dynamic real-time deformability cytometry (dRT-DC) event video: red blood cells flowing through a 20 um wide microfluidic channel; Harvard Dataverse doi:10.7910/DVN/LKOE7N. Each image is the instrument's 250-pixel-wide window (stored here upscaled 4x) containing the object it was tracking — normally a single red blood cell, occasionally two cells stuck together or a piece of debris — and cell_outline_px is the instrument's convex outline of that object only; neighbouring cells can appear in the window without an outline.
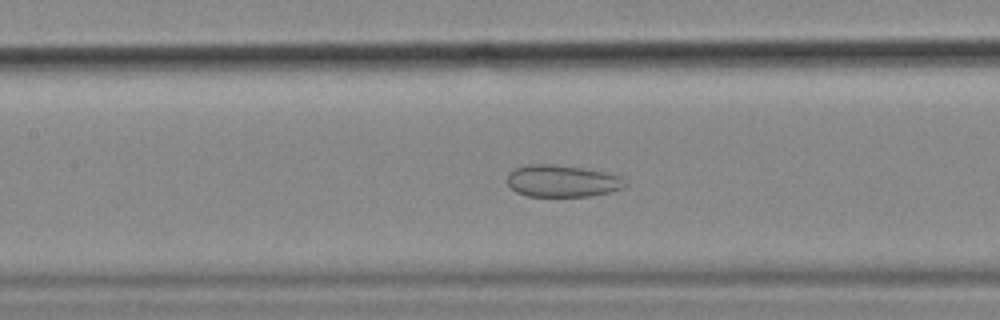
{"species": "common noctule bat (a hibernating species)", "species_latin": "Nyctalus noctula", "temperature_condition": "cold", "stored_images_in_passage": 54, "camera_frame_rate_fps": 3000, "um_per_image_px": 0.085, "animal": {"sex": "female", "body_mass_g": 18.4}, "frame": {"image": 1, "passage_image": 23, "time_ms": 7.333, "image_size_px": [1000, 320], "cell_outline_px": [[628, 184], [624, 188], [592, 196], [528, 196], [516, 192], [508, 184], [508, 172], [516, 168], [528, 164], [552, 164], [584, 168], [608, 172], [620, 176]], "centroid_in_image_um": [47.81, 15.38], "position_along_channel_um": 159.6, "area_um2": 22.08}}
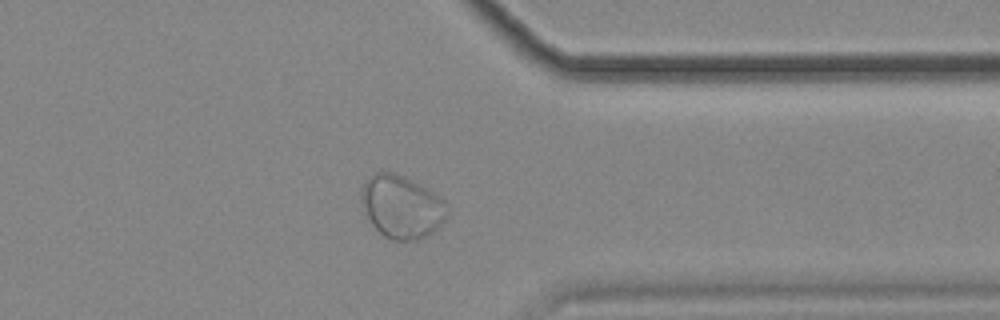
{"frame": {"image": 2, "passage_image": 42, "time_ms": 13.667, "image_size_px": [1000, 320], "cell_outline_px": [[448, 216], [428, 236], [416, 240], [392, 240], [384, 236], [372, 224], [360, 204], [360, 192], [364, 184], [376, 172], [392, 172], [404, 176], [420, 184], [440, 196], [448, 204]], "centroid_in_image_um": [34.15, 17.58], "position_along_channel_um": 377.2, "area_um2": 31.5}}
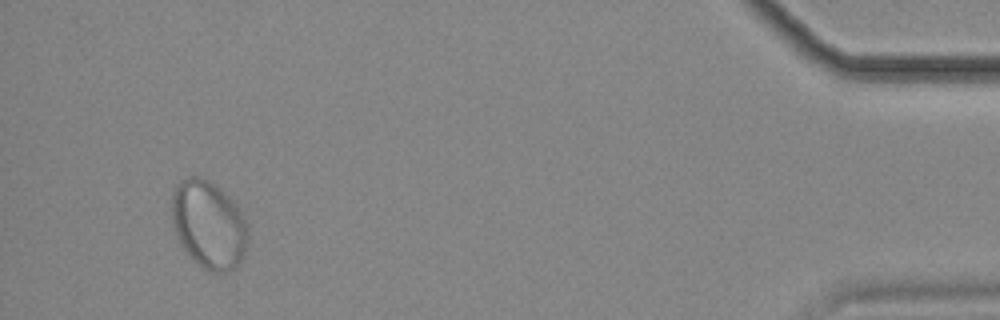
{"frame": {"image": 3, "passage_image": 51, "time_ms": 16.667, "image_size_px": [1000, 320], "cell_outline_px": [[248, 236], [244, 256], [236, 268], [228, 272], [212, 272], [196, 264], [188, 256], [180, 244], [176, 236], [172, 224], [172, 188], [180, 180], [192, 176], [200, 176], [208, 180], [220, 188], [228, 196], [244, 220], [248, 232]], "centroid_in_image_um": [17.69, 19.12], "position_along_channel_um": 417.5, "area_um2": 39.19}}